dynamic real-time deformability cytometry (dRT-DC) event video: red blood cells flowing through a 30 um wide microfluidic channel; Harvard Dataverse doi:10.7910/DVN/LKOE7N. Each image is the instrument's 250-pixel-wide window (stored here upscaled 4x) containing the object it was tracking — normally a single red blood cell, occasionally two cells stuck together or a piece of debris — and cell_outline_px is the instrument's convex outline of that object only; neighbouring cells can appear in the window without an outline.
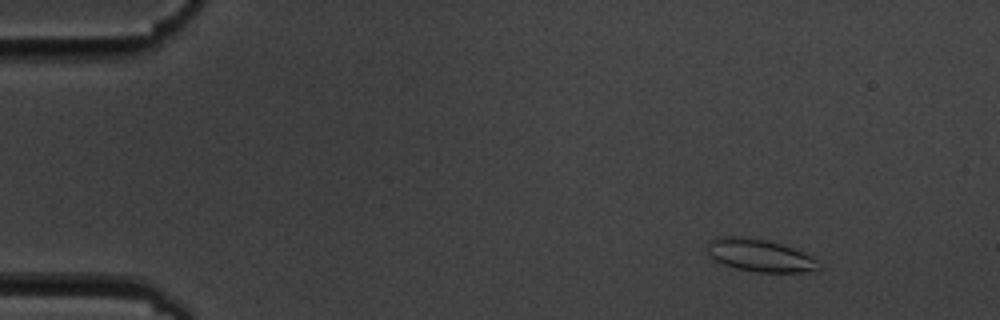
{"species": "common noctule bat (a hibernating species)", "species_latin": "Nyctalus noctula", "temperature_condition": "cold", "stored_images_in_passage": 5, "camera_frame_rate_fps": 3000, "um_per_image_px": 0.085, "animal": {"sex": "male", "body_mass_g": 19.5, "forearm_length_mm": 54.6}, "frame": {"image": 1, "passage_image": 3, "time_ms": 2.333, "image_size_px": [1000, 320], "cell_outline_px": [[820, 268], [800, 272], [756, 272], [736, 268], [724, 264], [708, 256], [704, 248], [708, 240], [716, 236], [740, 236], [768, 240], [792, 248], [812, 256], [816, 260]], "centroid_in_image_um": [64.47, 21.68], "position_along_channel_um": 20.5, "area_um2": 21.21}}
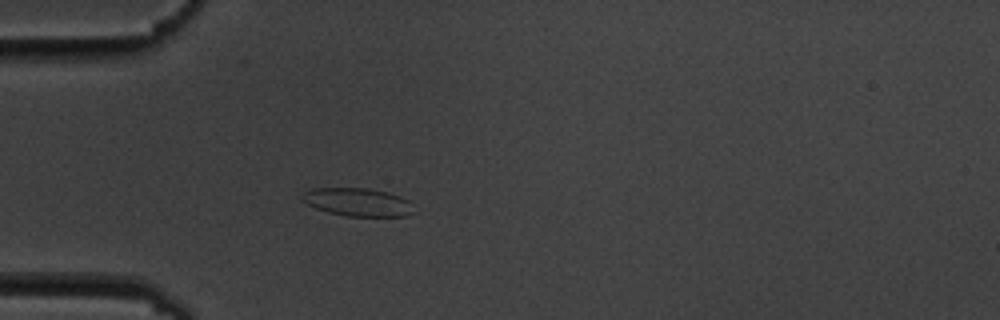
{"frame": {"image": 2, "passage_image": 5, "time_ms": 5.667, "image_size_px": [1000, 320], "cell_outline_px": [[412, 212], [408, 216], [344, 216], [328, 212], [316, 208], [300, 200], [300, 196], [304, 192], [312, 188], [368, 188], [388, 192], [400, 196], [408, 200]], "centroid_in_image_um": [30.35, 17.17], "position_along_channel_um": 54.6, "area_um2": 18.26}}